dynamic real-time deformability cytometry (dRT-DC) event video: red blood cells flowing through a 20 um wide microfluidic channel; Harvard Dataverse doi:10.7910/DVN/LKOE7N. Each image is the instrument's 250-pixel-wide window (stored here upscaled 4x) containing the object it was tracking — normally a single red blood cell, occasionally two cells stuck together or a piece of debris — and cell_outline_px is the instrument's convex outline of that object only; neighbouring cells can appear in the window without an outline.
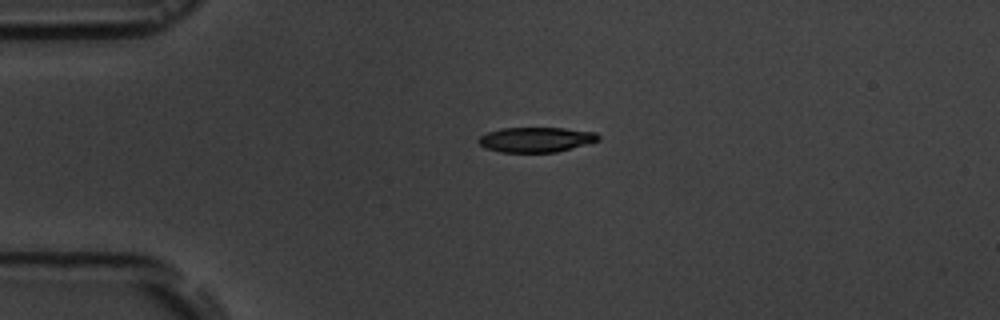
{"species": "common noctule bat (a hibernating species)", "species_latin": "Nyctalus noctula", "temperature_condition": "room temperature", "stored_images_in_passage": 3, "camera_frame_rate_fps": 3000, "um_per_image_px": 0.085, "animal": {"sex": "male", "body_mass_g": 19.5, "forearm_length_mm": 54.6}, "frame": {"image": 1, "passage_image": 1, "time_ms": 0.0, "image_size_px": [1000, 320], "cell_outline_px": [[600, 140], [556, 152], [500, 152], [484, 148], [476, 140], [480, 136], [488, 132], [500, 128], [564, 128], [596, 132], [600, 136]], "centroid_in_image_um": [45.54, 11.86], "position_along_channel_um": 39.5, "area_um2": 17.46}}
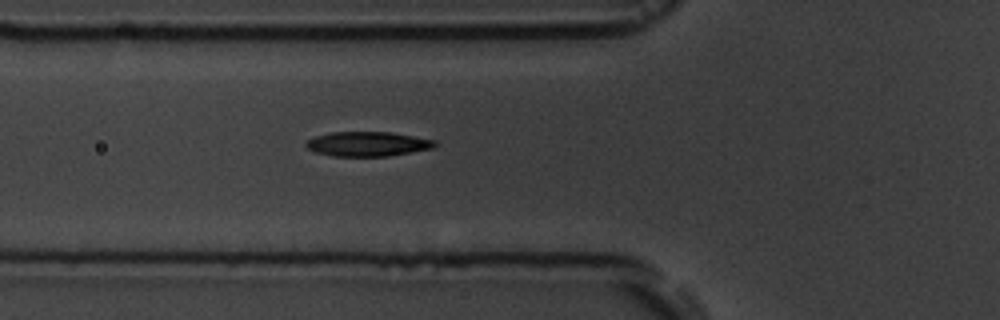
{"frame": {"image": 2, "passage_image": 3, "time_ms": 2.333, "image_size_px": [1000, 320], "cell_outline_px": [[440, 144], [432, 148], [388, 156], [332, 156], [316, 152], [308, 148], [304, 144], [308, 140], [316, 136], [332, 132], [388, 132], [436, 140]], "centroid_in_image_um": [31.26, 12.24], "position_along_channel_um": 94.5, "area_um2": 18.32}}